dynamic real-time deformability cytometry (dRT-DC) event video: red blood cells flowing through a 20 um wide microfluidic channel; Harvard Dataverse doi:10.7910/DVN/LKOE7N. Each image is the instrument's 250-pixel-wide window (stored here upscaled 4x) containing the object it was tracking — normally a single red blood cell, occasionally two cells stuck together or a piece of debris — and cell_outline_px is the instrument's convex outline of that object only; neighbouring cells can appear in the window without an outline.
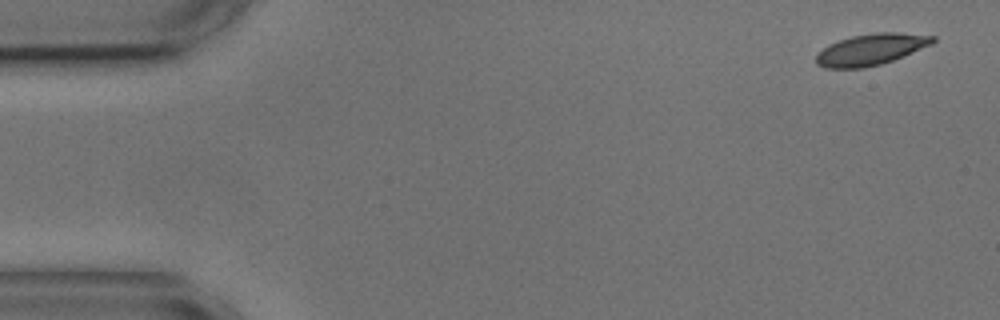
{"species": "common noctule bat (a hibernating species)", "species_latin": "Nyctalus noctula", "temperature_condition": "cold", "stored_images_in_passage": 5, "camera_frame_rate_fps": 3000, "um_per_image_px": 0.085, "animal": {"sex": "male", "body_mass_g": 17.9, "forearm_length_mm": 54.2}, "frame": {"image": 1, "passage_image": 1, "time_ms": 0.0, "image_size_px": [1000, 320], "cell_outline_px": [[936, 40], [932, 44], [892, 60], [880, 64], [860, 68], [828, 68], [816, 64], [816, 56], [828, 44], [852, 36], [876, 32], [896, 32], [936, 36]], "centroid_in_image_um": [74.04, 4.19], "position_along_channel_um": 11.0, "area_um2": 20.98}}
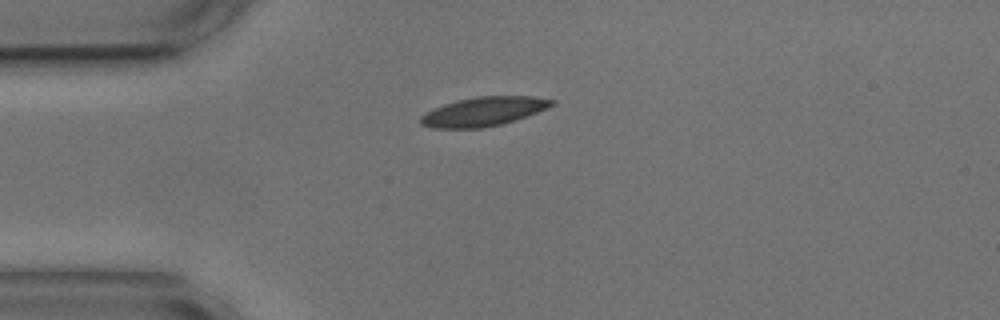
{"frame": {"image": 2, "passage_image": 4, "time_ms": 3.667, "image_size_px": [1000, 320], "cell_outline_px": [[556, 104], [516, 120], [500, 124], [480, 128], [436, 128], [420, 124], [420, 116], [424, 112], [444, 104], [456, 100], [476, 96], [536, 96], [556, 100]], "centroid_in_image_um": [41.1, 9.46], "position_along_channel_um": 43.9, "area_um2": 22.25}}